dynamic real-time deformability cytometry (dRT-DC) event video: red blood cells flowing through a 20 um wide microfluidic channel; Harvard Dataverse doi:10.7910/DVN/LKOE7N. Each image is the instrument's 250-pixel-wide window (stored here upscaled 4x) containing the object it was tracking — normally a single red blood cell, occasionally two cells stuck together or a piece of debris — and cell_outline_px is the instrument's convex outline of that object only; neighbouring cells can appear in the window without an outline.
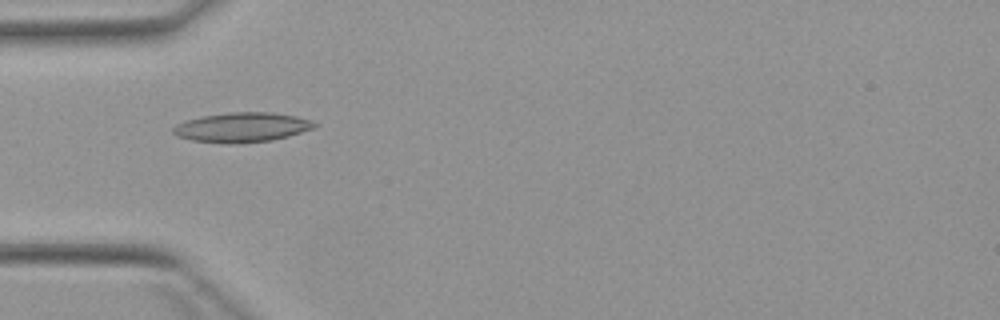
{"species": "Egyptian fruit bat (a non-hibernating species)", "species_latin": "Rousettus aegyptiacus", "temperature_condition": "warm", "stored_images_in_passage": 7, "camera_frame_rate_fps": 3000, "um_per_image_px": 0.085, "animal": {"sex": "female"}, "frame": {"image": 1, "passage_image": 4, "time_ms": 4.667, "image_size_px": [1000, 320], "cell_outline_px": [[320, 124], [316, 128], [288, 136], [272, 140], [236, 144], [224, 144], [192, 140], [176, 136], [172, 132], [172, 128], [176, 124], [184, 120], [204, 116], [228, 112], [272, 112], [296, 116], [312, 120]], "centroid_in_image_um": [20.58, 10.82], "position_along_channel_um": 64.4, "area_um2": 24.8}}
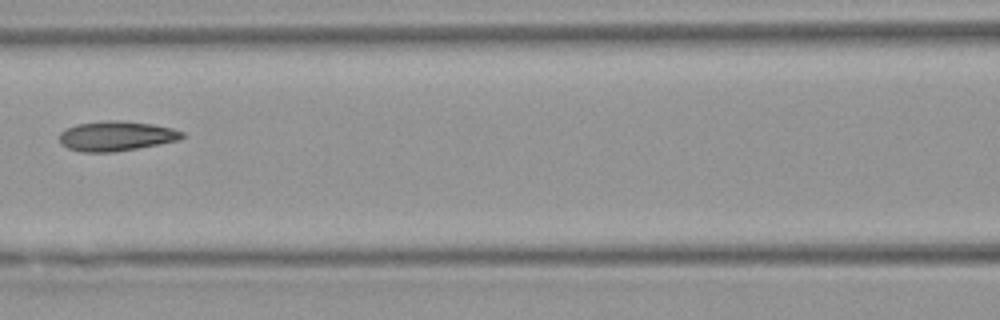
{"frame": {"image": 2, "passage_image": 6, "time_ms": 7.0, "image_size_px": [1000, 320], "cell_outline_px": [[184, 136], [180, 140], [160, 144], [112, 152], [80, 152], [68, 148], [60, 144], [60, 132], [64, 128], [76, 124], [104, 120], [120, 120], [152, 124], [172, 128], [184, 132]], "centroid_in_image_um": [9.86, 11.55], "position_along_channel_um": 156.7, "area_um2": 21.5}}
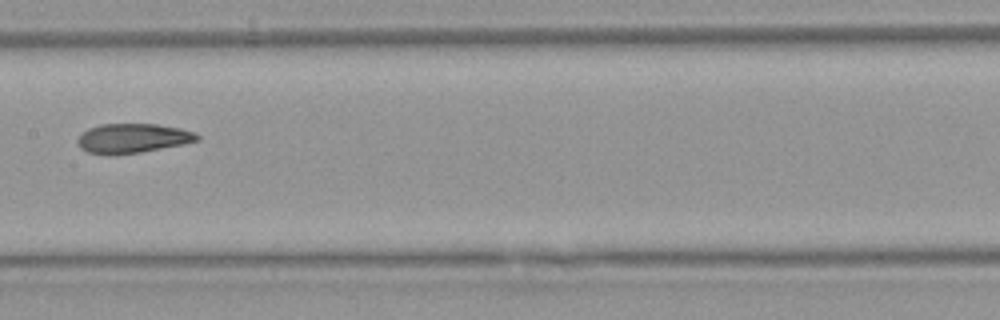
{"frame": {"image": 3, "passage_image": 7, "time_ms": 8.0, "image_size_px": [1000, 320], "cell_outline_px": [[200, 140], [184, 144], [140, 152], [112, 156], [108, 156], [88, 152], [80, 148], [76, 140], [88, 128], [100, 124], [156, 124], [180, 128], [196, 132], [200, 136]], "centroid_in_image_um": [11.28, 11.76], "position_along_channel_um": 196.1, "area_um2": 20.75}}